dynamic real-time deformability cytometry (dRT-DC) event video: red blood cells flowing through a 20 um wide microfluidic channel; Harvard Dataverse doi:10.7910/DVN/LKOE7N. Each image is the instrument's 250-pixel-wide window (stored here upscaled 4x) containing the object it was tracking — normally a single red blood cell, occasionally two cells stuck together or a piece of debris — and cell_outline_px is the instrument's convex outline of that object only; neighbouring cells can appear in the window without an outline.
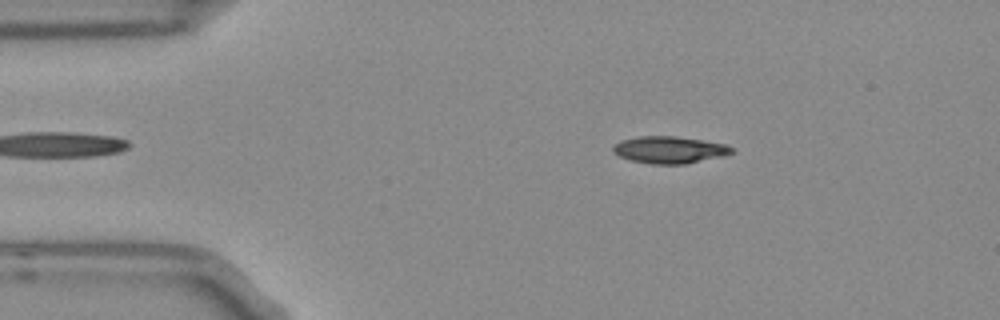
{"species": "Egyptian fruit bat (a non-hibernating species)", "species_latin": "Rousettus aegyptiacus", "temperature_condition": "room temperature", "stored_images_in_passage": 4, "segment_of_instrument_passage": [1, 2], "camera_frame_rate_fps": 3000, "um_per_image_px": 0.085, "frame": {"image": 1, "passage_image": 2, "time_ms": 0.333, "image_size_px": [1000, 320], "cell_outline_px": [[736, 152], [724, 156], [684, 164], [652, 164], [632, 160], [620, 156], [612, 152], [612, 148], [616, 144], [624, 140], [640, 136], [676, 136], [724, 144], [732, 148]], "centroid_in_image_um": [56.93, 12.74], "position_along_channel_um": 28.1, "area_um2": 18.44}}